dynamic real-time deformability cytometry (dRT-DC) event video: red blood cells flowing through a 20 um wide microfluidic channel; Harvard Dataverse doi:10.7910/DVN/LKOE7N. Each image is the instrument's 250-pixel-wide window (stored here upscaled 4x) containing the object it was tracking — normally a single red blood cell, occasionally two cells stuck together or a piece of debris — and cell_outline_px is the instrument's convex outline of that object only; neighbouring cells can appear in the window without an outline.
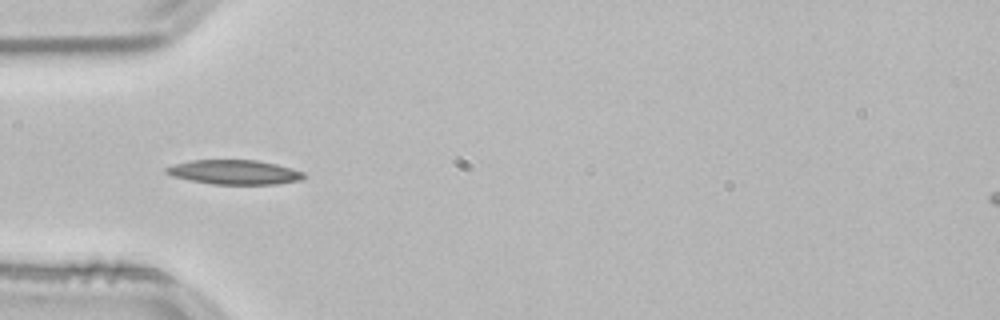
{"species": "common noctule bat (a hibernating species)", "species_latin": "Nyctalus noctula", "temperature_condition": "room temperature", "stored_images_in_passage": 10, "camera_frame_rate_fps": 3000, "um_per_image_px": 0.085, "animal": {"sex": "male", "body_mass_g": 21.5, "forearm_length_mm": 52.0}, "frame": {"image": 1, "passage_image": 4, "time_ms": 1.0, "image_size_px": [1000, 320], "cell_outline_px": [[308, 176], [300, 180], [276, 184], [212, 184], [172, 176], [164, 172], [164, 168], [172, 164], [192, 160], [256, 160], [276, 164], [292, 168], [304, 172]], "centroid_in_image_um": [19.93, 14.63], "position_along_channel_um": 65.1, "area_um2": 19.65}}